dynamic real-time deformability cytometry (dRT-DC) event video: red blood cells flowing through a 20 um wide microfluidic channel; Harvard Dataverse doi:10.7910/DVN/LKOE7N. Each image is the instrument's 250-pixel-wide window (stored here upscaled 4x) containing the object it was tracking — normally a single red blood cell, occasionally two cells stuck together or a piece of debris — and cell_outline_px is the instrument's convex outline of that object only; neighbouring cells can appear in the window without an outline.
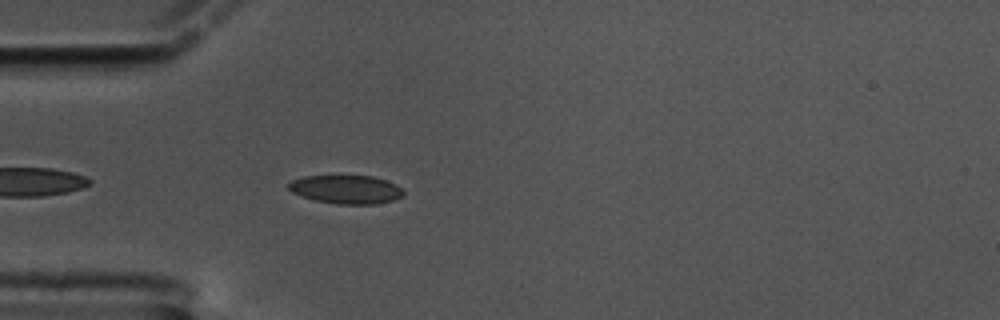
{"species": "common noctule bat (a hibernating species)", "species_latin": "Nyctalus noctula", "temperature_condition": "cold", "stored_images_in_passage": 47, "camera_frame_rate_fps": 3000, "um_per_image_px": 0.085, "animal": {"sex": "male", "body_mass_g": 17.5, "forearm_length_mm": 52.3}, "frame": {"image": 1, "passage_image": 5, "time_ms": 1.333, "image_size_px": [1000, 320], "cell_outline_px": [[404, 196], [392, 200], [376, 204], [336, 204], [316, 200], [292, 192], [288, 188], [288, 184], [292, 180], [304, 176], [372, 176], [396, 184], [404, 192]], "centroid_in_image_um": [29.43, 16.1], "position_along_channel_um": 55.6, "area_um2": 18.9}}
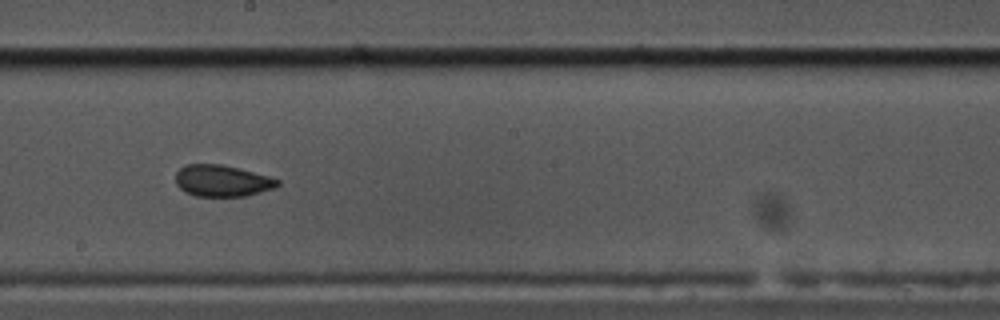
{"frame": {"image": 2, "passage_image": 21, "time_ms": 6.667, "image_size_px": [1000, 320], "cell_outline_px": [[280, 184], [276, 188], [248, 196], [196, 196], [184, 192], [176, 184], [176, 172], [184, 164], [220, 164], [268, 176], [280, 180]], "centroid_in_image_um": [18.88, 15.38], "position_along_channel_um": 229.3, "area_um2": 18.79}}
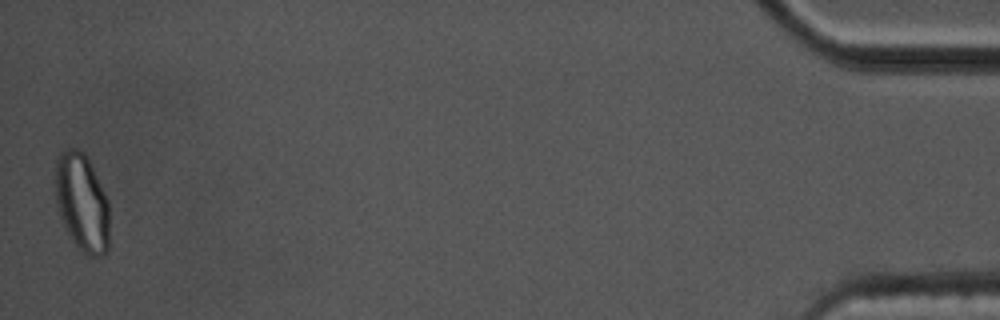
{"frame": {"image": 3, "passage_image": 47, "time_ms": 15.333, "image_size_px": [1000, 320], "cell_outline_px": [[108, 252], [104, 256], [92, 256], [84, 252], [72, 240], [60, 216], [56, 204], [56, 160], [60, 152], [68, 148], [80, 148], [84, 152], [108, 200]], "centroid_in_image_um": [6.97, 17.2], "position_along_channel_um": 428.2, "area_um2": 30.52}, "authors_computed_cell_mechanics": {"area_um2": 19.363, "velocity_mm_per_s": 3.3626, "shape_relaxation_time_tau1_ms": null, "shape_relaxation_time_tau2_ms": 1.6763, "deformation_change_tau1": null, "deformation_change_tau2": 0.0743}}